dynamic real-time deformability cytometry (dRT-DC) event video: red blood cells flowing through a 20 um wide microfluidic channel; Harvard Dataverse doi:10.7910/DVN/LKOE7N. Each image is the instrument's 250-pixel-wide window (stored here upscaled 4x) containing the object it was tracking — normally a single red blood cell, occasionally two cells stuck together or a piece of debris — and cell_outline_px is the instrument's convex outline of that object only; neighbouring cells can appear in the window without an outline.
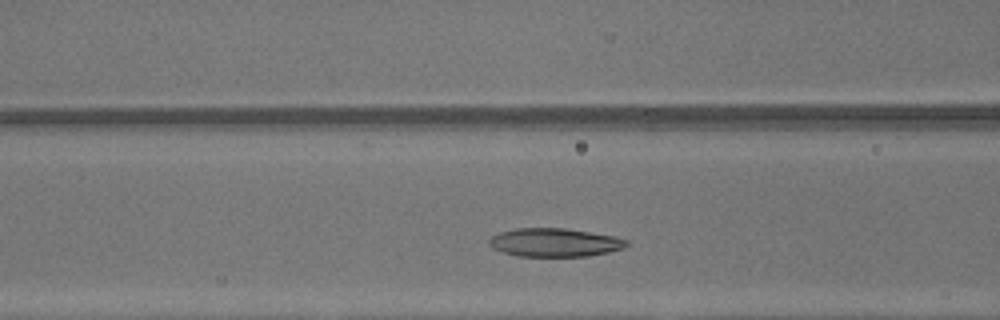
{"species": "common noctule bat (a hibernating species)", "species_latin": "Nyctalus noctula", "temperature_condition": "warm", "stored_images_in_passage": 27, "camera_frame_rate_fps": 3000, "um_per_image_px": 0.085, "animal": {"sex": "male", "body_mass_g": 13.3}, "frame": {"image": 1, "passage_image": 9, "time_ms": 2.667, "image_size_px": [1000, 320], "cell_outline_px": [[628, 244], [624, 248], [608, 252], [588, 256], [520, 256], [504, 252], [492, 248], [488, 244], [488, 240], [492, 236], [500, 232], [516, 228], [564, 228], [612, 236], [628, 240]], "centroid_in_image_um": [47.12, 20.61], "position_along_channel_um": 119.5, "area_um2": 22.6}}
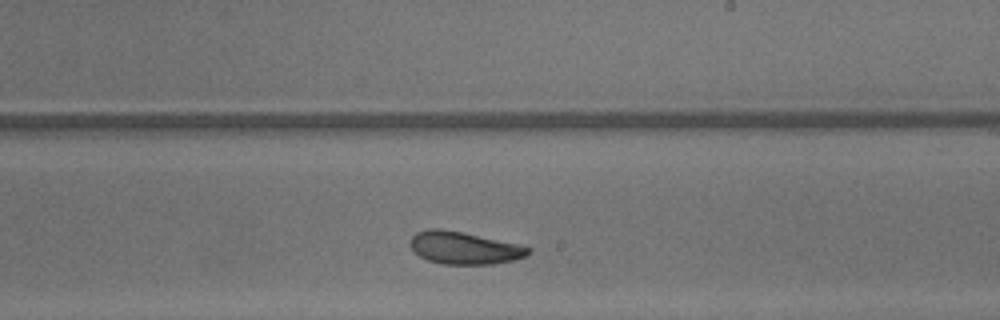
{"frame": {"image": 2, "passage_image": 18, "time_ms": 5.667, "image_size_px": [1000, 320], "cell_outline_px": [[532, 252], [524, 256], [512, 260], [492, 264], [444, 264], [428, 260], [420, 256], [408, 244], [408, 240], [416, 232], [428, 228], [440, 228], [460, 232], [516, 244], [532, 248]], "centroid_in_image_um": [39.4, 21.07], "position_along_channel_um": 249.6, "area_um2": 22.02}}
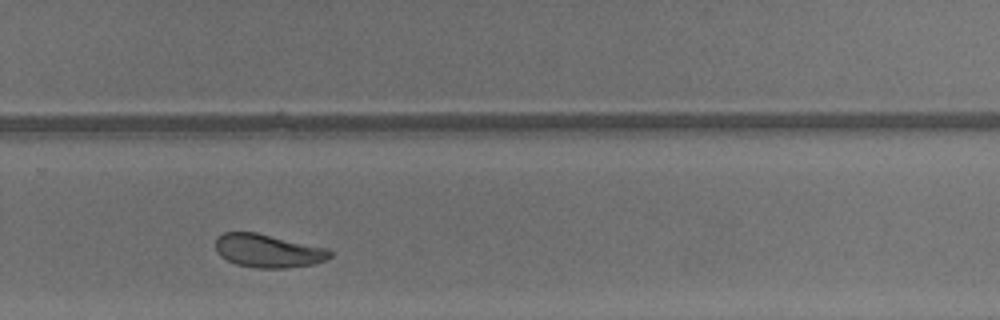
{"frame": {"image": 3, "passage_image": 22, "time_ms": 7.0, "image_size_px": [1000, 320], "cell_outline_px": [[332, 256], [324, 260], [312, 264], [288, 268], [260, 268], [236, 264], [220, 256], [216, 252], [216, 236], [224, 232], [256, 232], [328, 248], [332, 252]], "centroid_in_image_um": [22.77, 21.31], "position_along_channel_um": 307.0, "area_um2": 22.25}, "authors_computed_cell_mechanics": {"area_um2": 22.831, "velocity_mm_per_s": 4.3421, "shape_relaxation_time_tau1_ms": 4.0108, "shape_relaxation_time_tau2_ms": 2.6801, "deformation_change_tau1": 0.1275, "deformation_change_tau2": 0.0894}}